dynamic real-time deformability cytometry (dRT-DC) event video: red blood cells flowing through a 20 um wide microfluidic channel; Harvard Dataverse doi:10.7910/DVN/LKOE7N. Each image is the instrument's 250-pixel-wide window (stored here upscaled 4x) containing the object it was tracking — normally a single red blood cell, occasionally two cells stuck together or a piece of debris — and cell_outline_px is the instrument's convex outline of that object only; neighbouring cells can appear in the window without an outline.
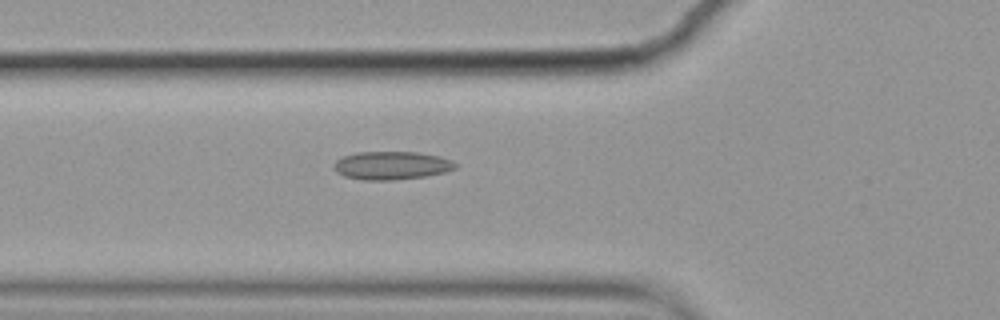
{"species": "common noctule bat (a hibernating species)", "species_latin": "Nyctalus noctula", "temperature_condition": "cold", "stored_images_in_passage": 5, "camera_frame_rate_fps": 3000, "um_per_image_px": 0.085, "animal": {"sex": "female", "body_mass_g": 19.9}, "frame": {"image": 1, "passage_image": 5, "time_ms": 1.333, "image_size_px": [1000, 320], "cell_outline_px": [[456, 168], [444, 172], [424, 176], [392, 180], [364, 180], [344, 176], [336, 172], [332, 164], [336, 160], [344, 156], [356, 152], [416, 152], [440, 156], [452, 160], [456, 164]], "centroid_in_image_um": [33.26, 14.06], "position_along_channel_um": 92.5, "area_um2": 19.94}}